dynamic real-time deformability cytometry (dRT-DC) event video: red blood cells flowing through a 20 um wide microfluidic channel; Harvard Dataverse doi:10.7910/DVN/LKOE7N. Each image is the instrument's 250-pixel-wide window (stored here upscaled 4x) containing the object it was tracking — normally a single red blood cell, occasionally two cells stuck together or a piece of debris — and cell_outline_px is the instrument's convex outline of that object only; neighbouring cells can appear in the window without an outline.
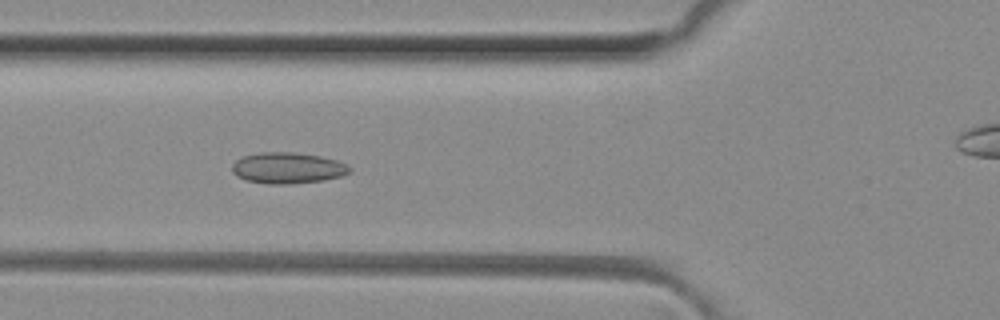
{"species": "common noctule bat (a hibernating species)", "species_latin": "Nyctalus noctula", "temperature_condition": "room temperature", "stored_images_in_passage": 38, "camera_frame_rate_fps": 3000, "um_per_image_px": 0.085, "animal": {"sex": "female", "body_mass_g": 29.2, "forearm_length_mm": 56.3}, "frame": {"image": 1, "passage_image": 11, "time_ms": 3.333, "image_size_px": [1000, 320], "cell_outline_px": [[352, 168], [348, 172], [340, 176], [324, 180], [288, 184], [268, 184], [244, 180], [236, 176], [232, 172], [232, 164], [236, 160], [244, 156], [260, 152], [292, 152], [320, 156], [336, 160]], "centroid_in_image_um": [24.4, 14.28], "position_along_channel_um": 101.4, "area_um2": 21.21}}
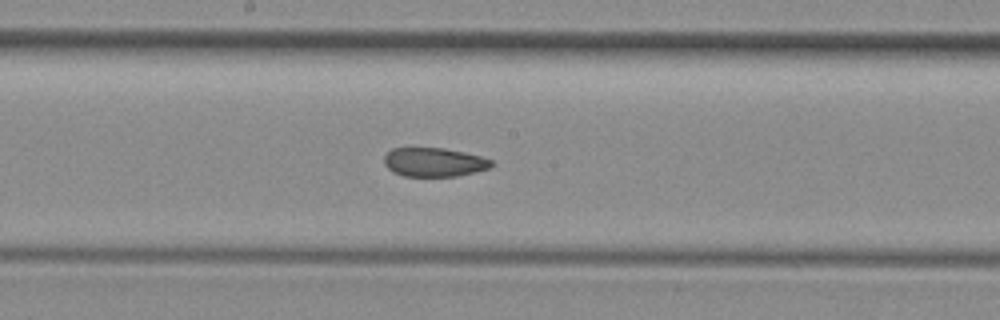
{"frame": {"image": 2, "passage_image": 19, "time_ms": 6.0, "image_size_px": [1000, 320], "cell_outline_px": [[492, 164], [488, 168], [456, 176], [404, 176], [392, 172], [384, 164], [384, 156], [392, 148], [444, 148], [464, 152], [480, 156], [492, 160]], "centroid_in_image_um": [36.85, 13.78], "position_along_channel_um": 211.4, "area_um2": 17.92}}
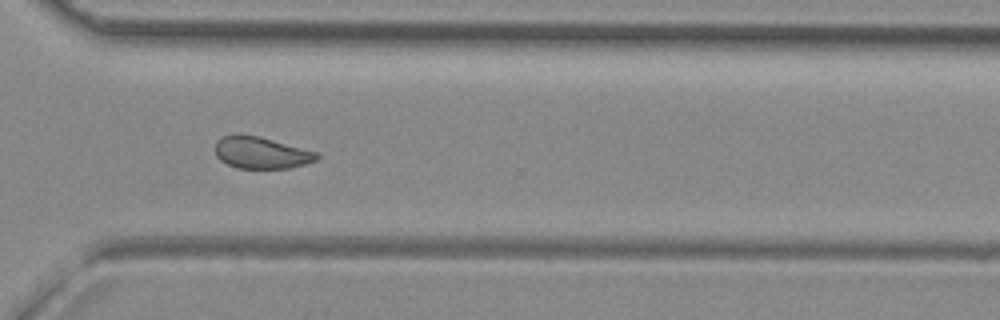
{"frame": {"image": 3, "passage_image": 29, "time_ms": 9.333, "image_size_px": [1000, 320], "cell_outline_px": [[320, 156], [316, 160], [304, 164], [288, 168], [236, 168], [220, 160], [216, 156], [216, 140], [220, 136], [236, 132], [256, 136], [272, 140], [316, 152]], "centroid_in_image_um": [22.12, 12.96], "position_along_channel_um": 348.5, "area_um2": 18.79}, "authors_computed_cell_mechanics": {"area_um2": 19.6809, "velocity_mm_per_s": 4.1229, "shape_relaxation_time_tau1_ms": null, "shape_relaxation_time_tau2_ms": 2.2826, "deformation_change_tau1": null, "deformation_change_tau2": 0.0699}}